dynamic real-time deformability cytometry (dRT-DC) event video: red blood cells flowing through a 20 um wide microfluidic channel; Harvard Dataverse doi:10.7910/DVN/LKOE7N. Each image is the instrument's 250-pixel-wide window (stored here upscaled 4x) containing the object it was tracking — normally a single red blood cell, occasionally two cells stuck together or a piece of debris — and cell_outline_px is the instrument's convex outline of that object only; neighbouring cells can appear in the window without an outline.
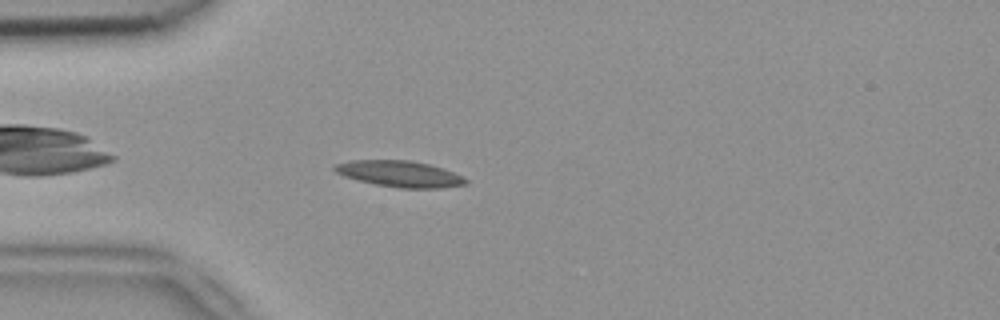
{"species": "common noctule bat (a hibernating species)", "species_latin": "Nyctalus noctula", "temperature_condition": "room temperature", "stored_images_in_passage": 43, "camera_frame_rate_fps": 3000, "um_per_image_px": 0.085, "animal": {"sex": "female", "body_mass_g": 18.4}, "frame": {"image": 1, "passage_image": 5, "time_ms": 1.333, "image_size_px": [1000, 320], "cell_outline_px": [[468, 184], [440, 188], [400, 188], [376, 184], [356, 180], [344, 176], [336, 172], [332, 168], [336, 164], [348, 160], [412, 160], [444, 168], [468, 180]], "centroid_in_image_um": [33.96, 14.77], "position_along_channel_um": 51.0, "area_um2": 20.0}}
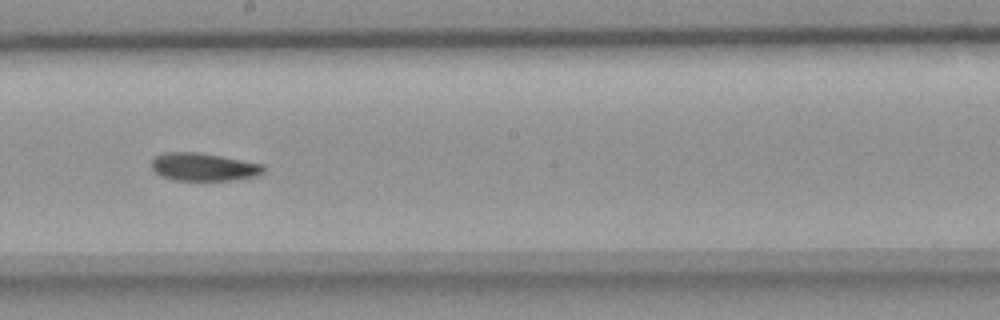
{"frame": {"image": 2, "passage_image": 20, "time_ms": 6.333, "image_size_px": [1000, 320], "cell_outline_px": [[264, 172], [256, 176], [232, 180], [172, 180], [160, 176], [152, 168], [152, 160], [156, 156], [164, 152], [200, 152], [264, 164]], "centroid_in_image_um": [17.3, 14.19], "position_along_channel_um": 230.9, "area_um2": 18.26}}
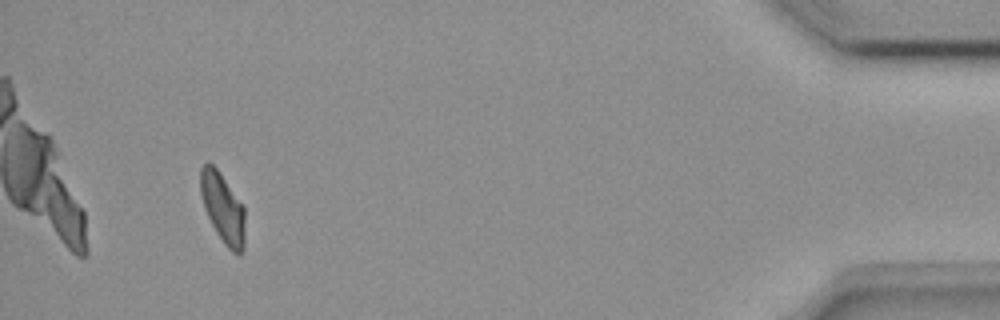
{"frame": {"image": 3, "passage_image": 40, "time_ms": 13.0, "image_size_px": [1000, 320], "cell_outline_px": [[244, 248], [240, 256], [232, 252], [224, 244], [216, 232], [204, 208], [200, 192], [200, 168], [208, 160], [216, 168], [244, 208]], "centroid_in_image_um": [18.92, 17.71], "position_along_channel_um": 416.3, "area_um2": 17.92}, "authors_computed_cell_mechanics": {"area_um2": 18.5538, "velocity_mm_per_s": 3.8147, "shape_relaxation_time_tau1_ms": 5.4852, "shape_relaxation_time_tau2_ms": 7.8965, "deformation_change_tau1": 0.1456, "deformation_change_tau2": 0.1325}}